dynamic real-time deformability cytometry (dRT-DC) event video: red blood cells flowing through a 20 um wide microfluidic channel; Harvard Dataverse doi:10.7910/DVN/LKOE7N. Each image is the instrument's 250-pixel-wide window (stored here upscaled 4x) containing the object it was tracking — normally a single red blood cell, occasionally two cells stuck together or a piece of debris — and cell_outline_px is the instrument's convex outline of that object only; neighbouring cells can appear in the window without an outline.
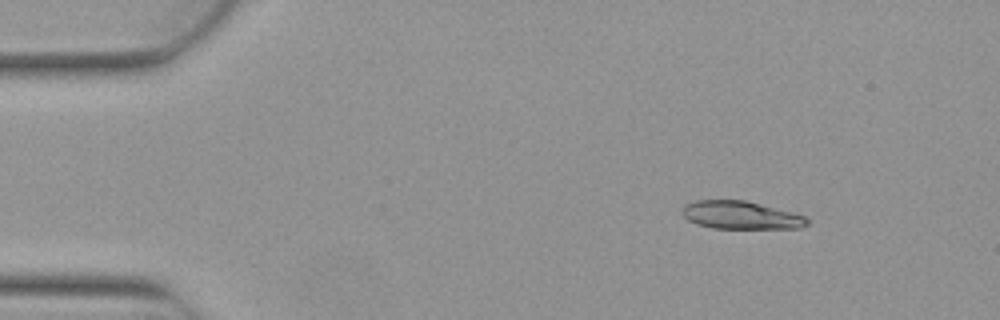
{"species": "Egyptian fruit bat (a non-hibernating species)", "species_latin": "Rousettus aegyptiacus", "temperature_condition": "warm", "stored_images_in_passage": 3, "camera_frame_rate_fps": 3000, "um_per_image_px": 0.085, "animal": {"sex": "female"}, "frame": {"image": 1, "passage_image": 1, "time_ms": 0.0, "image_size_px": [1000, 320], "cell_outline_px": [[808, 224], [800, 228], [712, 228], [696, 224], [688, 220], [680, 212], [688, 204], [696, 200], [744, 200], [792, 212], [804, 216], [808, 220]], "centroid_in_image_um": [62.95, 18.29], "position_along_channel_um": 22.0, "area_um2": 20.11}}